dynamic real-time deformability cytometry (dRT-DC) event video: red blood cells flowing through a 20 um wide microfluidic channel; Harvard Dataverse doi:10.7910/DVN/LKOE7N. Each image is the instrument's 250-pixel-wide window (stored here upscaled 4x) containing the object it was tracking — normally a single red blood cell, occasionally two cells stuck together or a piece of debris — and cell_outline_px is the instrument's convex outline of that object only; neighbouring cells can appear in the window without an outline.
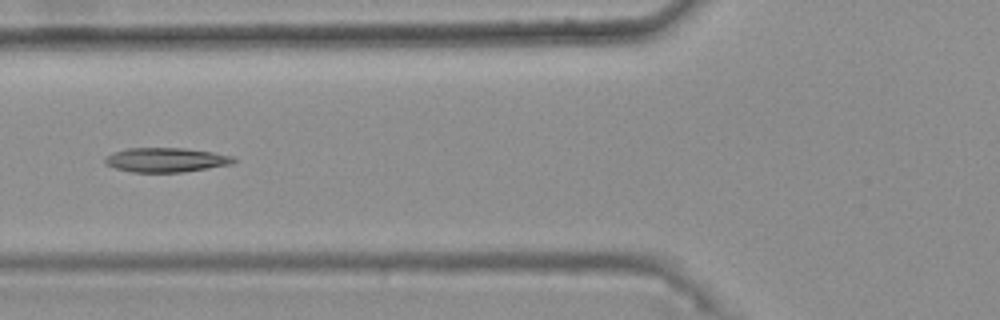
{"species": "common noctule bat (a hibernating species)", "species_latin": "Nyctalus noctula", "temperature_condition": "warm", "stored_images_in_passage": 47, "camera_frame_rate_fps": 3000, "um_per_image_px": 0.085, "animal": {"sex": "female", "body_mass_g": 25.1}, "frame": {"image": 1, "passage_image": 21, "time_ms": 6.667, "image_size_px": [1000, 320], "cell_outline_px": [[236, 160], [232, 164], [184, 172], [132, 172], [116, 168], [104, 164], [104, 156], [112, 152], [128, 148], [184, 148], [212, 152], [232, 156]], "centroid_in_image_um": [14.06, 13.59], "position_along_channel_um": 111.7, "area_um2": 18.32}}
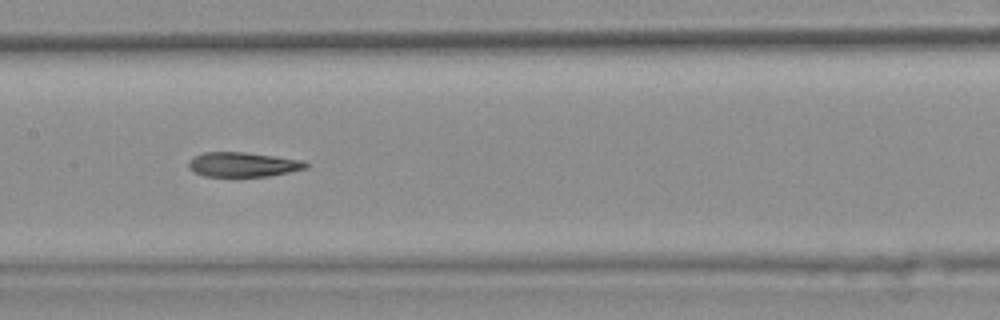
{"frame": {"image": 2, "passage_image": 27, "time_ms": 8.667, "image_size_px": [1000, 320], "cell_outline_px": [[308, 168], [268, 176], [236, 180], [204, 176], [192, 172], [188, 168], [188, 160], [192, 156], [204, 152], [244, 152], [276, 156], [304, 160], [308, 164]], "centroid_in_image_um": [20.58, 14.03], "position_along_channel_um": 186.8, "area_um2": 17.92}}